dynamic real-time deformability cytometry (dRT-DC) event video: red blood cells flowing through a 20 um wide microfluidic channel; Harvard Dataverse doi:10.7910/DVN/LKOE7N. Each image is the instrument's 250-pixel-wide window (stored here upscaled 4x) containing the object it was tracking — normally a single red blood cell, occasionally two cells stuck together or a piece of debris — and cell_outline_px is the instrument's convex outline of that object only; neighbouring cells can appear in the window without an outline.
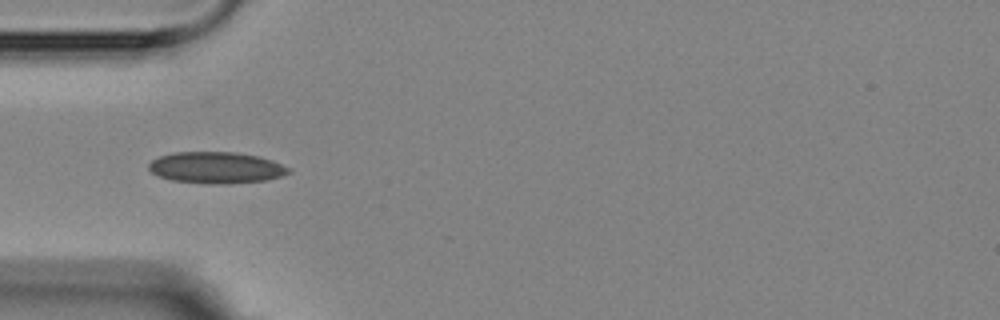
{"species": "Egyptian fruit bat (a non-hibernating species)", "species_latin": "Rousettus aegyptiacus", "temperature_condition": "room temperature", "stored_images_in_passage": 1, "camera_frame_rate_fps": 3000, "um_per_image_px": 0.085, "animal": {"sex": "female"}, "frame": {"image": 1, "passage_image": 1, "time_ms": 0.0, "image_size_px": [1000, 320], "cell_outline_px": [[292, 172], [280, 176], [264, 180], [232, 184], [204, 184], [172, 180], [160, 176], [152, 172], [148, 168], [148, 164], [152, 160], [160, 156], [176, 152], [236, 152], [256, 156], [272, 160], [288, 168]], "centroid_in_image_um": [18.35, 14.26], "position_along_channel_um": 66.6, "area_um2": 25.55}}